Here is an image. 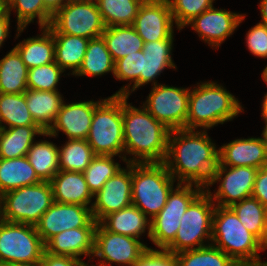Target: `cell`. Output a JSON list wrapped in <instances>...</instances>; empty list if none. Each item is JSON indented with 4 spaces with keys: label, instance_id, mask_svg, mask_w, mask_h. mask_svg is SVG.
I'll use <instances>...</instances> for the list:
<instances>
[{
    "label": "cell",
    "instance_id": "7",
    "mask_svg": "<svg viewBox=\"0 0 267 266\" xmlns=\"http://www.w3.org/2000/svg\"><path fill=\"white\" fill-rule=\"evenodd\" d=\"M215 203L204 189L180 219L175 239L164 249L173 254L211 244Z\"/></svg>",
    "mask_w": 267,
    "mask_h": 266
},
{
    "label": "cell",
    "instance_id": "41",
    "mask_svg": "<svg viewBox=\"0 0 267 266\" xmlns=\"http://www.w3.org/2000/svg\"><path fill=\"white\" fill-rule=\"evenodd\" d=\"M114 157L116 156L96 155L82 172L93 195L100 191L104 183L122 168L118 162H115Z\"/></svg>",
    "mask_w": 267,
    "mask_h": 266
},
{
    "label": "cell",
    "instance_id": "16",
    "mask_svg": "<svg viewBox=\"0 0 267 266\" xmlns=\"http://www.w3.org/2000/svg\"><path fill=\"white\" fill-rule=\"evenodd\" d=\"M132 204V163H126L108 179L94 195L91 212L93 219L100 222L105 216Z\"/></svg>",
    "mask_w": 267,
    "mask_h": 266
},
{
    "label": "cell",
    "instance_id": "11",
    "mask_svg": "<svg viewBox=\"0 0 267 266\" xmlns=\"http://www.w3.org/2000/svg\"><path fill=\"white\" fill-rule=\"evenodd\" d=\"M45 244L34 225L0 219V264L38 263Z\"/></svg>",
    "mask_w": 267,
    "mask_h": 266
},
{
    "label": "cell",
    "instance_id": "37",
    "mask_svg": "<svg viewBox=\"0 0 267 266\" xmlns=\"http://www.w3.org/2000/svg\"><path fill=\"white\" fill-rule=\"evenodd\" d=\"M59 169L63 171L83 172L96 156L87 140L67 139L58 146Z\"/></svg>",
    "mask_w": 267,
    "mask_h": 266
},
{
    "label": "cell",
    "instance_id": "46",
    "mask_svg": "<svg viewBox=\"0 0 267 266\" xmlns=\"http://www.w3.org/2000/svg\"><path fill=\"white\" fill-rule=\"evenodd\" d=\"M42 266H91L89 263L66 255H54L44 250L40 261Z\"/></svg>",
    "mask_w": 267,
    "mask_h": 266
},
{
    "label": "cell",
    "instance_id": "9",
    "mask_svg": "<svg viewBox=\"0 0 267 266\" xmlns=\"http://www.w3.org/2000/svg\"><path fill=\"white\" fill-rule=\"evenodd\" d=\"M203 190L194 184H176L168 194L165 206L150 221V240L158 249H165L175 239L181 217Z\"/></svg>",
    "mask_w": 267,
    "mask_h": 266
},
{
    "label": "cell",
    "instance_id": "51",
    "mask_svg": "<svg viewBox=\"0 0 267 266\" xmlns=\"http://www.w3.org/2000/svg\"><path fill=\"white\" fill-rule=\"evenodd\" d=\"M0 19H10L8 0H0Z\"/></svg>",
    "mask_w": 267,
    "mask_h": 266
},
{
    "label": "cell",
    "instance_id": "24",
    "mask_svg": "<svg viewBox=\"0 0 267 266\" xmlns=\"http://www.w3.org/2000/svg\"><path fill=\"white\" fill-rule=\"evenodd\" d=\"M150 219L136 206L130 205L105 216L99 224L107 231L140 240L146 233L150 240Z\"/></svg>",
    "mask_w": 267,
    "mask_h": 266
},
{
    "label": "cell",
    "instance_id": "48",
    "mask_svg": "<svg viewBox=\"0 0 267 266\" xmlns=\"http://www.w3.org/2000/svg\"><path fill=\"white\" fill-rule=\"evenodd\" d=\"M11 19H0V48L4 45L5 40L10 34V21Z\"/></svg>",
    "mask_w": 267,
    "mask_h": 266
},
{
    "label": "cell",
    "instance_id": "22",
    "mask_svg": "<svg viewBox=\"0 0 267 266\" xmlns=\"http://www.w3.org/2000/svg\"><path fill=\"white\" fill-rule=\"evenodd\" d=\"M49 182L55 202L92 207L94 195L82 172L60 170Z\"/></svg>",
    "mask_w": 267,
    "mask_h": 266
},
{
    "label": "cell",
    "instance_id": "36",
    "mask_svg": "<svg viewBox=\"0 0 267 266\" xmlns=\"http://www.w3.org/2000/svg\"><path fill=\"white\" fill-rule=\"evenodd\" d=\"M105 27L132 25L144 0H95Z\"/></svg>",
    "mask_w": 267,
    "mask_h": 266
},
{
    "label": "cell",
    "instance_id": "53",
    "mask_svg": "<svg viewBox=\"0 0 267 266\" xmlns=\"http://www.w3.org/2000/svg\"><path fill=\"white\" fill-rule=\"evenodd\" d=\"M261 106H262V108H261V117L262 118H267V92L264 95V99L262 101Z\"/></svg>",
    "mask_w": 267,
    "mask_h": 266
},
{
    "label": "cell",
    "instance_id": "20",
    "mask_svg": "<svg viewBox=\"0 0 267 266\" xmlns=\"http://www.w3.org/2000/svg\"><path fill=\"white\" fill-rule=\"evenodd\" d=\"M219 164L229 167L267 166V146L260 137L238 138L219 147Z\"/></svg>",
    "mask_w": 267,
    "mask_h": 266
},
{
    "label": "cell",
    "instance_id": "21",
    "mask_svg": "<svg viewBox=\"0 0 267 266\" xmlns=\"http://www.w3.org/2000/svg\"><path fill=\"white\" fill-rule=\"evenodd\" d=\"M95 230L96 227L65 230L53 236L45 244V250L54 255H66L80 260H83L81 256H87L93 262Z\"/></svg>",
    "mask_w": 267,
    "mask_h": 266
},
{
    "label": "cell",
    "instance_id": "29",
    "mask_svg": "<svg viewBox=\"0 0 267 266\" xmlns=\"http://www.w3.org/2000/svg\"><path fill=\"white\" fill-rule=\"evenodd\" d=\"M55 41V62L64 70L75 75L80 69L89 39L67 34H53Z\"/></svg>",
    "mask_w": 267,
    "mask_h": 266
},
{
    "label": "cell",
    "instance_id": "4",
    "mask_svg": "<svg viewBox=\"0 0 267 266\" xmlns=\"http://www.w3.org/2000/svg\"><path fill=\"white\" fill-rule=\"evenodd\" d=\"M211 244L240 266H267L261 261L262 243L240 222L230 207H215Z\"/></svg>",
    "mask_w": 267,
    "mask_h": 266
},
{
    "label": "cell",
    "instance_id": "44",
    "mask_svg": "<svg viewBox=\"0 0 267 266\" xmlns=\"http://www.w3.org/2000/svg\"><path fill=\"white\" fill-rule=\"evenodd\" d=\"M246 46L251 55L258 58H267V26L256 23L246 33Z\"/></svg>",
    "mask_w": 267,
    "mask_h": 266
},
{
    "label": "cell",
    "instance_id": "3",
    "mask_svg": "<svg viewBox=\"0 0 267 266\" xmlns=\"http://www.w3.org/2000/svg\"><path fill=\"white\" fill-rule=\"evenodd\" d=\"M195 85L193 89L190 88L186 129H211L218 124L233 121L239 113L244 112L242 103L222 84L200 81Z\"/></svg>",
    "mask_w": 267,
    "mask_h": 266
},
{
    "label": "cell",
    "instance_id": "38",
    "mask_svg": "<svg viewBox=\"0 0 267 266\" xmlns=\"http://www.w3.org/2000/svg\"><path fill=\"white\" fill-rule=\"evenodd\" d=\"M230 208L235 212L244 227L263 243L267 208L252 196L235 203Z\"/></svg>",
    "mask_w": 267,
    "mask_h": 266
},
{
    "label": "cell",
    "instance_id": "39",
    "mask_svg": "<svg viewBox=\"0 0 267 266\" xmlns=\"http://www.w3.org/2000/svg\"><path fill=\"white\" fill-rule=\"evenodd\" d=\"M143 50L134 52L115 61L114 76L119 81H129L113 95H121L129 98L132 92L139 88V77L143 73ZM132 84V85H131ZM131 87V89H130Z\"/></svg>",
    "mask_w": 267,
    "mask_h": 266
},
{
    "label": "cell",
    "instance_id": "40",
    "mask_svg": "<svg viewBox=\"0 0 267 266\" xmlns=\"http://www.w3.org/2000/svg\"><path fill=\"white\" fill-rule=\"evenodd\" d=\"M179 266H240L221 249L210 244L175 254Z\"/></svg>",
    "mask_w": 267,
    "mask_h": 266
},
{
    "label": "cell",
    "instance_id": "25",
    "mask_svg": "<svg viewBox=\"0 0 267 266\" xmlns=\"http://www.w3.org/2000/svg\"><path fill=\"white\" fill-rule=\"evenodd\" d=\"M25 98L28 110L35 123L45 132L53 125L64 102L59 91H39L27 89Z\"/></svg>",
    "mask_w": 267,
    "mask_h": 266
},
{
    "label": "cell",
    "instance_id": "50",
    "mask_svg": "<svg viewBox=\"0 0 267 266\" xmlns=\"http://www.w3.org/2000/svg\"><path fill=\"white\" fill-rule=\"evenodd\" d=\"M258 5L261 13V21L259 23L267 26V0H260Z\"/></svg>",
    "mask_w": 267,
    "mask_h": 266
},
{
    "label": "cell",
    "instance_id": "56",
    "mask_svg": "<svg viewBox=\"0 0 267 266\" xmlns=\"http://www.w3.org/2000/svg\"><path fill=\"white\" fill-rule=\"evenodd\" d=\"M261 77H262L263 81L265 82V84H267V65L263 69Z\"/></svg>",
    "mask_w": 267,
    "mask_h": 266
},
{
    "label": "cell",
    "instance_id": "35",
    "mask_svg": "<svg viewBox=\"0 0 267 266\" xmlns=\"http://www.w3.org/2000/svg\"><path fill=\"white\" fill-rule=\"evenodd\" d=\"M27 125L37 124L28 110L25 94L0 93V128Z\"/></svg>",
    "mask_w": 267,
    "mask_h": 266
},
{
    "label": "cell",
    "instance_id": "12",
    "mask_svg": "<svg viewBox=\"0 0 267 266\" xmlns=\"http://www.w3.org/2000/svg\"><path fill=\"white\" fill-rule=\"evenodd\" d=\"M150 91L142 106L170 130L186 129L190 88L159 83Z\"/></svg>",
    "mask_w": 267,
    "mask_h": 266
},
{
    "label": "cell",
    "instance_id": "52",
    "mask_svg": "<svg viewBox=\"0 0 267 266\" xmlns=\"http://www.w3.org/2000/svg\"><path fill=\"white\" fill-rule=\"evenodd\" d=\"M0 266H42L40 262L38 263H3Z\"/></svg>",
    "mask_w": 267,
    "mask_h": 266
},
{
    "label": "cell",
    "instance_id": "30",
    "mask_svg": "<svg viewBox=\"0 0 267 266\" xmlns=\"http://www.w3.org/2000/svg\"><path fill=\"white\" fill-rule=\"evenodd\" d=\"M102 37L114 62L129 54L141 51L144 46L143 39L132 25L106 27Z\"/></svg>",
    "mask_w": 267,
    "mask_h": 266
},
{
    "label": "cell",
    "instance_id": "18",
    "mask_svg": "<svg viewBox=\"0 0 267 266\" xmlns=\"http://www.w3.org/2000/svg\"><path fill=\"white\" fill-rule=\"evenodd\" d=\"M174 25L168 0H144L132 24L144 43L169 39Z\"/></svg>",
    "mask_w": 267,
    "mask_h": 266
},
{
    "label": "cell",
    "instance_id": "14",
    "mask_svg": "<svg viewBox=\"0 0 267 266\" xmlns=\"http://www.w3.org/2000/svg\"><path fill=\"white\" fill-rule=\"evenodd\" d=\"M148 248L141 240L107 231L98 223L92 257L99 260L97 266H132Z\"/></svg>",
    "mask_w": 267,
    "mask_h": 266
},
{
    "label": "cell",
    "instance_id": "42",
    "mask_svg": "<svg viewBox=\"0 0 267 266\" xmlns=\"http://www.w3.org/2000/svg\"><path fill=\"white\" fill-rule=\"evenodd\" d=\"M65 71L54 61L28 69L27 87L39 91H58V83Z\"/></svg>",
    "mask_w": 267,
    "mask_h": 266
},
{
    "label": "cell",
    "instance_id": "5",
    "mask_svg": "<svg viewBox=\"0 0 267 266\" xmlns=\"http://www.w3.org/2000/svg\"><path fill=\"white\" fill-rule=\"evenodd\" d=\"M177 182L164 163H132V205L152 220Z\"/></svg>",
    "mask_w": 267,
    "mask_h": 266
},
{
    "label": "cell",
    "instance_id": "28",
    "mask_svg": "<svg viewBox=\"0 0 267 266\" xmlns=\"http://www.w3.org/2000/svg\"><path fill=\"white\" fill-rule=\"evenodd\" d=\"M42 182L26 156L0 158V196L20 187Z\"/></svg>",
    "mask_w": 267,
    "mask_h": 266
},
{
    "label": "cell",
    "instance_id": "6",
    "mask_svg": "<svg viewBox=\"0 0 267 266\" xmlns=\"http://www.w3.org/2000/svg\"><path fill=\"white\" fill-rule=\"evenodd\" d=\"M86 140L96 155L119 156L126 163L121 95L103 98L95 107Z\"/></svg>",
    "mask_w": 267,
    "mask_h": 266
},
{
    "label": "cell",
    "instance_id": "45",
    "mask_svg": "<svg viewBox=\"0 0 267 266\" xmlns=\"http://www.w3.org/2000/svg\"><path fill=\"white\" fill-rule=\"evenodd\" d=\"M132 266H179L175 254L149 247Z\"/></svg>",
    "mask_w": 267,
    "mask_h": 266
},
{
    "label": "cell",
    "instance_id": "32",
    "mask_svg": "<svg viewBox=\"0 0 267 266\" xmlns=\"http://www.w3.org/2000/svg\"><path fill=\"white\" fill-rule=\"evenodd\" d=\"M114 64L103 37L90 39L83 63L74 76L100 77L112 73L114 77Z\"/></svg>",
    "mask_w": 267,
    "mask_h": 266
},
{
    "label": "cell",
    "instance_id": "34",
    "mask_svg": "<svg viewBox=\"0 0 267 266\" xmlns=\"http://www.w3.org/2000/svg\"><path fill=\"white\" fill-rule=\"evenodd\" d=\"M8 11L11 16V12L15 11L17 33L15 39L21 36L24 29L28 24L36 22L41 27H48L51 23L53 14L44 6L43 0H8Z\"/></svg>",
    "mask_w": 267,
    "mask_h": 266
},
{
    "label": "cell",
    "instance_id": "15",
    "mask_svg": "<svg viewBox=\"0 0 267 266\" xmlns=\"http://www.w3.org/2000/svg\"><path fill=\"white\" fill-rule=\"evenodd\" d=\"M97 224L90 207L54 201L35 227L43 243L46 244L53 236L65 230L97 227Z\"/></svg>",
    "mask_w": 267,
    "mask_h": 266
},
{
    "label": "cell",
    "instance_id": "17",
    "mask_svg": "<svg viewBox=\"0 0 267 266\" xmlns=\"http://www.w3.org/2000/svg\"><path fill=\"white\" fill-rule=\"evenodd\" d=\"M246 14L218 9L212 6L190 21L187 26L194 30L199 38L214 50L233 35L238 26L245 20Z\"/></svg>",
    "mask_w": 267,
    "mask_h": 266
},
{
    "label": "cell",
    "instance_id": "31",
    "mask_svg": "<svg viewBox=\"0 0 267 266\" xmlns=\"http://www.w3.org/2000/svg\"><path fill=\"white\" fill-rule=\"evenodd\" d=\"M28 68L13 47L0 60V93H24L27 87Z\"/></svg>",
    "mask_w": 267,
    "mask_h": 266
},
{
    "label": "cell",
    "instance_id": "54",
    "mask_svg": "<svg viewBox=\"0 0 267 266\" xmlns=\"http://www.w3.org/2000/svg\"><path fill=\"white\" fill-rule=\"evenodd\" d=\"M262 119L265 122V126H264L263 131H262V134H261L262 137H260V138L263 140V142L267 146V118H262Z\"/></svg>",
    "mask_w": 267,
    "mask_h": 266
},
{
    "label": "cell",
    "instance_id": "49",
    "mask_svg": "<svg viewBox=\"0 0 267 266\" xmlns=\"http://www.w3.org/2000/svg\"><path fill=\"white\" fill-rule=\"evenodd\" d=\"M67 0H43L44 6L54 14L58 9H60Z\"/></svg>",
    "mask_w": 267,
    "mask_h": 266
},
{
    "label": "cell",
    "instance_id": "10",
    "mask_svg": "<svg viewBox=\"0 0 267 266\" xmlns=\"http://www.w3.org/2000/svg\"><path fill=\"white\" fill-rule=\"evenodd\" d=\"M48 28L52 34H67L94 39L105 30L95 0L66 2L52 16Z\"/></svg>",
    "mask_w": 267,
    "mask_h": 266
},
{
    "label": "cell",
    "instance_id": "55",
    "mask_svg": "<svg viewBox=\"0 0 267 266\" xmlns=\"http://www.w3.org/2000/svg\"><path fill=\"white\" fill-rule=\"evenodd\" d=\"M262 247H263V250L266 251L267 249V216H266V231H265V236H264V240L262 243Z\"/></svg>",
    "mask_w": 267,
    "mask_h": 266
},
{
    "label": "cell",
    "instance_id": "2",
    "mask_svg": "<svg viewBox=\"0 0 267 266\" xmlns=\"http://www.w3.org/2000/svg\"><path fill=\"white\" fill-rule=\"evenodd\" d=\"M128 99L122 96L125 162L164 163L170 129L157 121L142 103L135 107Z\"/></svg>",
    "mask_w": 267,
    "mask_h": 266
},
{
    "label": "cell",
    "instance_id": "13",
    "mask_svg": "<svg viewBox=\"0 0 267 266\" xmlns=\"http://www.w3.org/2000/svg\"><path fill=\"white\" fill-rule=\"evenodd\" d=\"M257 171L258 169L254 167H229L218 163L205 190L215 205L231 207L235 203L251 197ZM218 182V189L213 190L214 192L212 193L211 186Z\"/></svg>",
    "mask_w": 267,
    "mask_h": 266
},
{
    "label": "cell",
    "instance_id": "57",
    "mask_svg": "<svg viewBox=\"0 0 267 266\" xmlns=\"http://www.w3.org/2000/svg\"><path fill=\"white\" fill-rule=\"evenodd\" d=\"M71 1H85V0H67V2H71Z\"/></svg>",
    "mask_w": 267,
    "mask_h": 266
},
{
    "label": "cell",
    "instance_id": "26",
    "mask_svg": "<svg viewBox=\"0 0 267 266\" xmlns=\"http://www.w3.org/2000/svg\"><path fill=\"white\" fill-rule=\"evenodd\" d=\"M41 34L23 39L14 48L28 69L55 61V41L48 27L39 28Z\"/></svg>",
    "mask_w": 267,
    "mask_h": 266
},
{
    "label": "cell",
    "instance_id": "43",
    "mask_svg": "<svg viewBox=\"0 0 267 266\" xmlns=\"http://www.w3.org/2000/svg\"><path fill=\"white\" fill-rule=\"evenodd\" d=\"M172 17L178 31L186 27L195 17L211 8L215 0H168Z\"/></svg>",
    "mask_w": 267,
    "mask_h": 266
},
{
    "label": "cell",
    "instance_id": "23",
    "mask_svg": "<svg viewBox=\"0 0 267 266\" xmlns=\"http://www.w3.org/2000/svg\"><path fill=\"white\" fill-rule=\"evenodd\" d=\"M174 34L165 40L144 43L143 46V73L139 77V87L151 83V86L159 84L156 78L164 69H177L172 60Z\"/></svg>",
    "mask_w": 267,
    "mask_h": 266
},
{
    "label": "cell",
    "instance_id": "19",
    "mask_svg": "<svg viewBox=\"0 0 267 266\" xmlns=\"http://www.w3.org/2000/svg\"><path fill=\"white\" fill-rule=\"evenodd\" d=\"M87 100L79 102H63L60 111L50 129L43 133V137H58L59 132L67 139L86 140L90 131L95 107L102 101Z\"/></svg>",
    "mask_w": 267,
    "mask_h": 266
},
{
    "label": "cell",
    "instance_id": "27",
    "mask_svg": "<svg viewBox=\"0 0 267 266\" xmlns=\"http://www.w3.org/2000/svg\"><path fill=\"white\" fill-rule=\"evenodd\" d=\"M38 125L0 128V158L13 159L27 155L36 135L43 136Z\"/></svg>",
    "mask_w": 267,
    "mask_h": 266
},
{
    "label": "cell",
    "instance_id": "47",
    "mask_svg": "<svg viewBox=\"0 0 267 266\" xmlns=\"http://www.w3.org/2000/svg\"><path fill=\"white\" fill-rule=\"evenodd\" d=\"M251 196L267 208V166L258 169Z\"/></svg>",
    "mask_w": 267,
    "mask_h": 266
},
{
    "label": "cell",
    "instance_id": "1",
    "mask_svg": "<svg viewBox=\"0 0 267 266\" xmlns=\"http://www.w3.org/2000/svg\"><path fill=\"white\" fill-rule=\"evenodd\" d=\"M208 130H170L164 164L177 184L206 189L219 163V148Z\"/></svg>",
    "mask_w": 267,
    "mask_h": 266
},
{
    "label": "cell",
    "instance_id": "8",
    "mask_svg": "<svg viewBox=\"0 0 267 266\" xmlns=\"http://www.w3.org/2000/svg\"><path fill=\"white\" fill-rule=\"evenodd\" d=\"M53 202L49 181L20 187L0 196V219L35 226Z\"/></svg>",
    "mask_w": 267,
    "mask_h": 266
},
{
    "label": "cell",
    "instance_id": "33",
    "mask_svg": "<svg viewBox=\"0 0 267 266\" xmlns=\"http://www.w3.org/2000/svg\"><path fill=\"white\" fill-rule=\"evenodd\" d=\"M26 157L42 181H50L60 171L58 146L47 139L35 141Z\"/></svg>",
    "mask_w": 267,
    "mask_h": 266
}]
</instances>
